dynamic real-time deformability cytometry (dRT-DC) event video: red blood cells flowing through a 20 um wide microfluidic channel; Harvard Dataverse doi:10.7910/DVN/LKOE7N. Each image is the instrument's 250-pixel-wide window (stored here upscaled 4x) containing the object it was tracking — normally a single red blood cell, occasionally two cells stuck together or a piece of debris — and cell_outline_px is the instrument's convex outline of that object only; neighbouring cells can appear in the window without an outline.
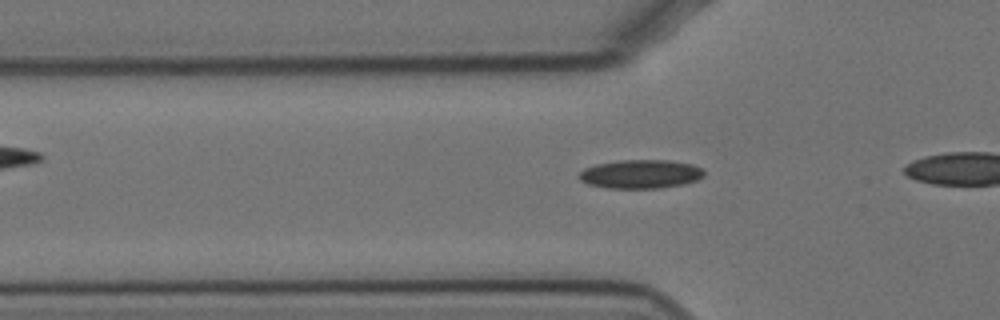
{"species": "Egyptian fruit bat (a non-hibernating species)", "species_latin": "Rousettus aegyptiacus", "temperature_condition": "cold", "stored_images_in_passage": 41, "camera_frame_rate_fps": 3000, "um_per_image_px": 0.085, "animal": {"sex": "female"}, "frame": {"image": 1, "passage_image": 14, "time_ms": 4.333, "image_size_px": [1000, 320], "cell_outline_px": [[704, 176], [696, 180], [684, 184], [660, 188], [604, 188], [588, 184], [580, 180], [580, 172], [584, 168], [596, 164], [620, 160], [668, 160], [692, 164], [704, 168]], "centroid_in_image_um": [54.47, 14.79], "position_along_channel_um": 71.3, "area_um2": 21.04}}
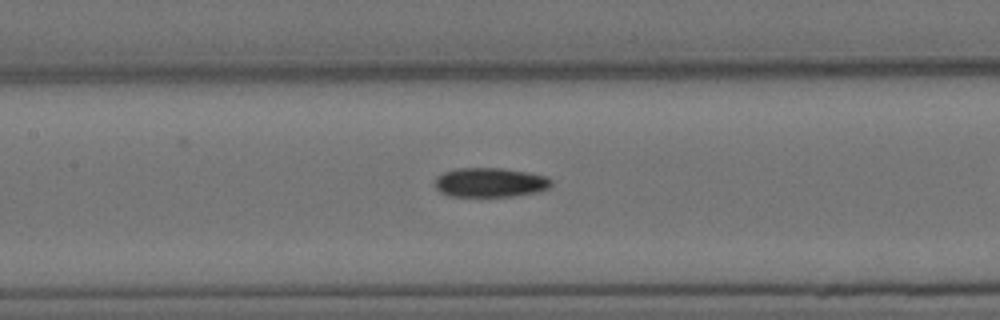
{"frame": {"image": 2, "passage_image": 22, "time_ms": 7.0, "image_size_px": [1000, 320], "cell_outline_px": [[552, 184], [548, 188], [536, 192], [512, 196], [448, 196], [440, 192], [436, 188], [436, 176], [444, 172], [456, 168], [504, 168], [528, 172], [548, 176], [552, 180]], "centroid_in_image_um": [41.67, 15.5], "position_along_channel_um": 165.7, "area_um2": 20.0}}
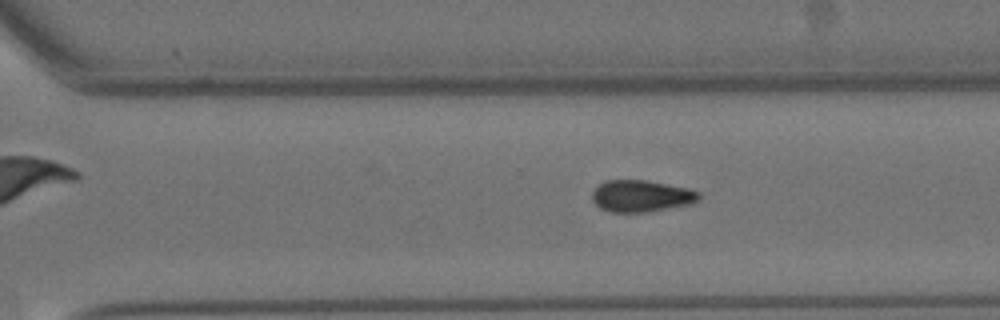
{"frame": {"image": 3, "passage_image": 35, "time_ms": 11.333, "image_size_px": [1000, 320], "cell_outline_px": [[700, 200], [692, 204], [644, 212], [612, 212], [600, 208], [592, 200], [592, 192], [604, 180], [644, 180], [688, 188], [700, 192]], "centroid_in_image_um": [54.52, 16.66], "position_along_channel_um": 316.1, "area_um2": 19.71}}